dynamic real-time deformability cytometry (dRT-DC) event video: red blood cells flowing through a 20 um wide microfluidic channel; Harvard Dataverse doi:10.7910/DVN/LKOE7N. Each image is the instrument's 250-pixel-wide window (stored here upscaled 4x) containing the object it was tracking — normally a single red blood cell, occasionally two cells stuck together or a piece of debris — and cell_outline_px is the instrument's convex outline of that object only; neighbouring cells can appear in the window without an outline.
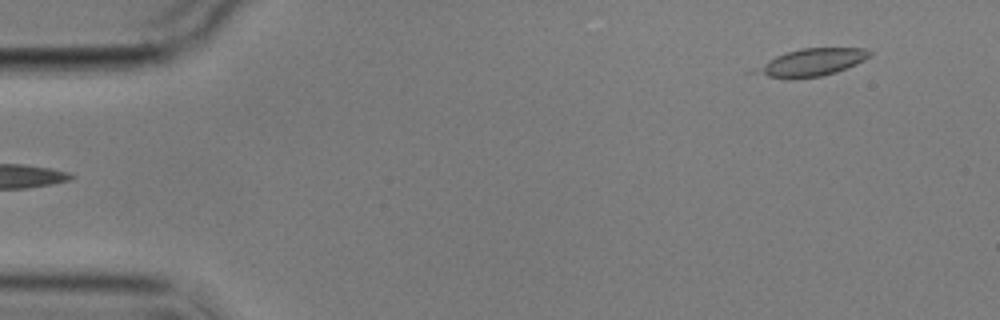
{"species": "common noctule bat (a hibernating species)", "species_latin": "Nyctalus noctula", "temperature_condition": "cold", "stored_images_in_passage": 2, "camera_frame_rate_fps": 3000, "um_per_image_px": 0.085, "animal": {"sex": "male", "body_mass_g": 17.9}, "frame": {"image": 1, "passage_image": 2, "time_ms": 1.333, "image_size_px": [1000, 320], "cell_outline_px": [[872, 56], [856, 64], [836, 72], [820, 76], [768, 76], [744, 72], [776, 56], [800, 48], [864, 48], [872, 52]], "centroid_in_image_um": [68.97, 5.27], "position_along_channel_um": 16.0, "area_um2": 17.8}}